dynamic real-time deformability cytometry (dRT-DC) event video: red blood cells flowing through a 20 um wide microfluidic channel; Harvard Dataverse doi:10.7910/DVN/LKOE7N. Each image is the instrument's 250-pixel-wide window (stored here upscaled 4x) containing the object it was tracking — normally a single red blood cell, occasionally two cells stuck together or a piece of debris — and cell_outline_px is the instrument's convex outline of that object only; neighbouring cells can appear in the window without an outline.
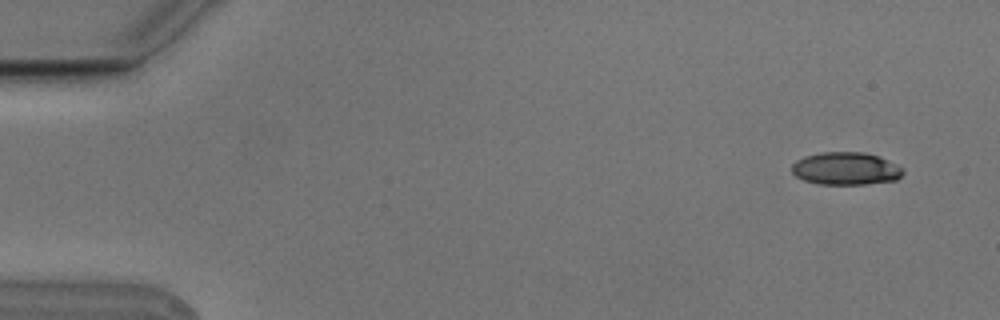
{"species": "Egyptian fruit bat (a non-hibernating species)", "species_latin": "Rousettus aegyptiacus", "temperature_condition": "cold", "stored_images_in_passage": 6, "camera_frame_rate_fps": 3000, "um_per_image_px": 0.085, "animal": {"sex": "male"}, "frame": {"image": 1, "passage_image": 1, "time_ms": 0.0, "image_size_px": [1000, 320], "cell_outline_px": [[904, 172], [896, 180], [864, 184], [816, 184], [804, 180], [796, 176], [792, 172], [792, 164], [796, 160], [804, 156], [820, 152], [864, 152], [880, 156], [904, 168]], "centroid_in_image_um": [71.89, 14.32], "position_along_channel_um": 13.1, "area_um2": 21.33}}
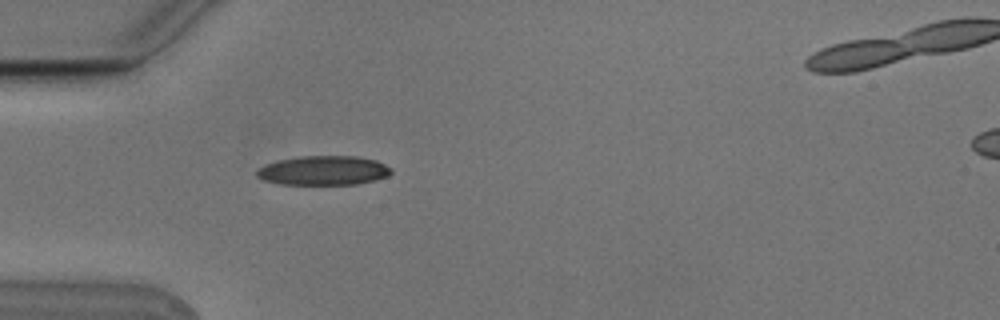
{"frame": {"image": 2, "passage_image": 5, "time_ms": 1.333, "image_size_px": [1000, 320], "cell_outline_px": [[392, 172], [388, 176], [356, 184], [280, 184], [264, 180], [256, 176], [256, 172], [264, 164], [280, 160], [300, 156], [356, 156], [376, 160], [392, 168]], "centroid_in_image_um": [27.5, 14.49], "position_along_channel_um": 57.5, "area_um2": 22.83}}